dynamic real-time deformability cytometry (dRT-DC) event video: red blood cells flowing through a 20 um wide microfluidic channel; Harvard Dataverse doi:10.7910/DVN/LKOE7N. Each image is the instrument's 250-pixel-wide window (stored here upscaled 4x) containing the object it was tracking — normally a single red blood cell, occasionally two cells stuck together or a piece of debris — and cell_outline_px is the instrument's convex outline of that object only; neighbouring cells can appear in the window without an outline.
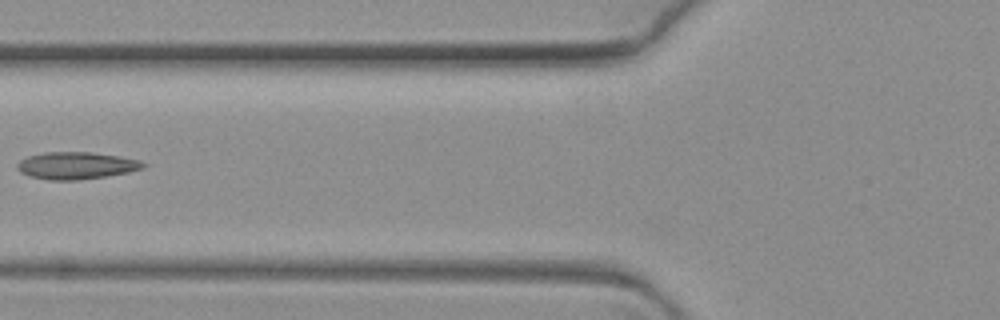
{"species": "common noctule bat (a hibernating species)", "species_latin": "Nyctalus noctula", "temperature_condition": "warm", "stored_images_in_passage": 5, "camera_frame_rate_fps": 3000, "um_per_image_px": 0.085, "animal": {"sex": "female", "body_mass_g": 19.3, "forearm_length_mm": 54.1}, "frame": {"image": 1, "passage_image": 4, "time_ms": 1.0, "image_size_px": [1000, 320], "cell_outline_px": [[148, 164], [144, 168], [128, 172], [104, 176], [76, 180], [48, 180], [28, 176], [20, 172], [16, 168], [16, 164], [20, 160], [28, 156], [44, 152], [92, 152], [140, 160]], "centroid_in_image_um": [6.45, 14.07], "position_along_channel_um": 119.4, "area_um2": 19.94}}
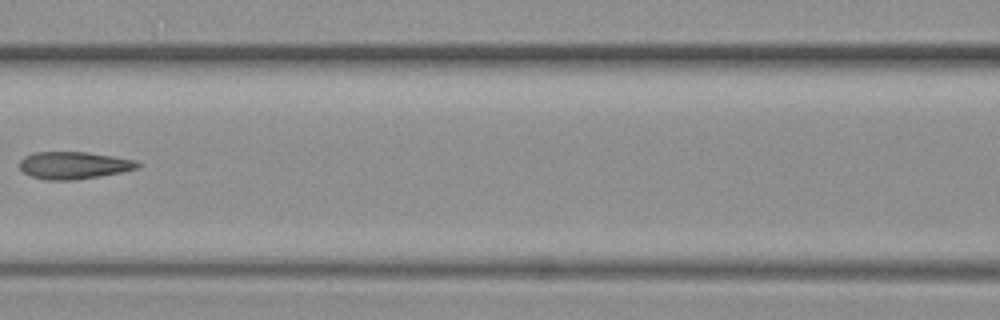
{"frame": {"image": 2, "passage_image": 5, "time_ms": 1.333, "image_size_px": [1000, 320], "cell_outline_px": [[144, 164], [140, 168], [100, 176], [72, 180], [48, 180], [32, 176], [24, 172], [20, 168], [20, 160], [24, 156], [36, 152], [88, 152], [136, 160]], "centroid_in_image_um": [6.32, 14.04], "position_along_channel_um": 160.3, "area_um2": 18.79}}